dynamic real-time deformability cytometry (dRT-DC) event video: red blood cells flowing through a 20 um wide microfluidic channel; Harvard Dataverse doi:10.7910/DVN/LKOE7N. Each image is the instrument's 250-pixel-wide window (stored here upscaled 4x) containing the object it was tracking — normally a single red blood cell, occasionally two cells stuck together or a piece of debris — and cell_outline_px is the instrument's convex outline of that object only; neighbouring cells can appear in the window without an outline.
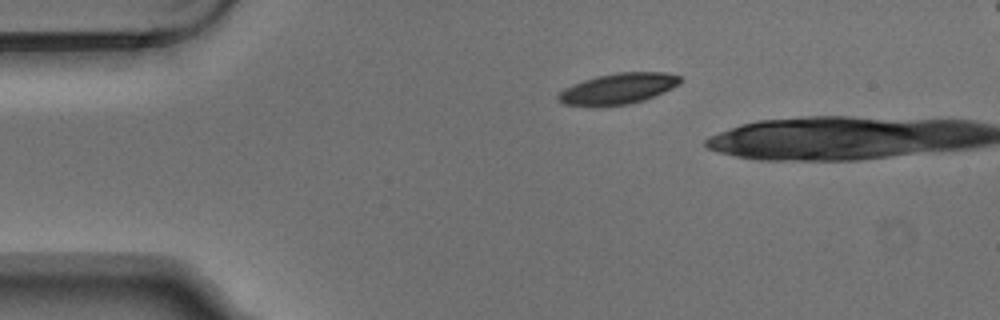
{"species": "Egyptian fruit bat (a non-hibernating species)", "species_latin": "Rousettus aegyptiacus", "temperature_condition": "warm", "stored_images_in_passage": 3, "camera_frame_rate_fps": 3000, "um_per_image_px": 0.085, "animal": {"sex": "male"}, "frame": {"image": 1, "passage_image": 1, "time_ms": 0.0, "image_size_px": [1000, 320], "cell_outline_px": [[680, 84], [664, 92], [644, 100], [628, 104], [596, 108], [564, 104], [556, 100], [556, 96], [564, 88], [572, 84], [596, 76], [616, 72], [668, 72], [680, 76]], "centroid_in_image_um": [52.49, 7.56], "position_along_channel_um": 32.5, "area_um2": 22.43}}